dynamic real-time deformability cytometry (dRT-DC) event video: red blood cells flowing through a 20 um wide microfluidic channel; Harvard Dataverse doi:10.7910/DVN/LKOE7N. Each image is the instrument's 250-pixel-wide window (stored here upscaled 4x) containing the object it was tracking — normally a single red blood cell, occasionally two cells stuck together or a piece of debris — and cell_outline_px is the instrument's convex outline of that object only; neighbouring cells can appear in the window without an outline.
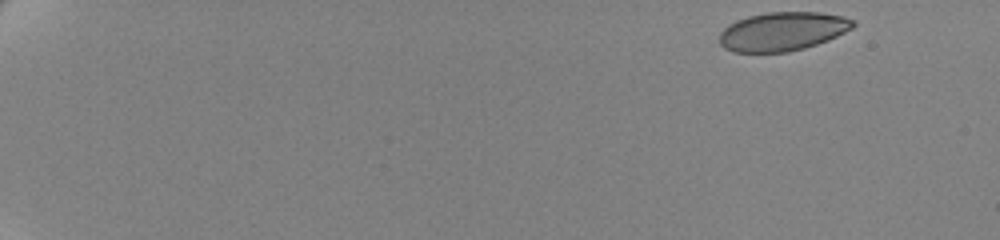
{"species": "human", "species_latin": "Homo sapiens", "temperature_condition": "cold", "stored_images_in_passage": 56, "camera_frame_rate_fps": 3000, "um_per_image_px": 0.085, "donor": {"sex": "female"}, "frame": {"image": 1, "passage_image": 1, "time_ms": 0.0, "image_size_px": [1000, 240], "cell_outline_px": [[856, 24], [852, 28], [828, 40], [804, 48], [788, 52], [732, 52], [724, 48], [720, 44], [720, 32], [728, 24], [736, 20], [748, 16], [768, 12], [820, 12], [844, 16], [856, 20]], "centroid_in_image_um": [66.52, 2.66], "position_along_channel_um": 18.5, "area_um2": 30.35}}
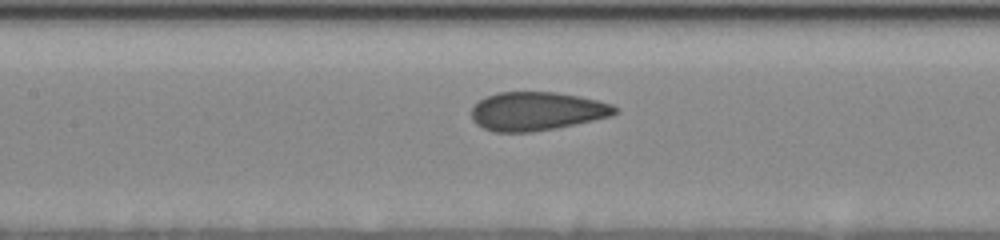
{"frame": {"image": 2, "passage_image": 28, "time_ms": 9.0, "image_size_px": [1000, 240], "cell_outline_px": [[620, 112], [612, 116], [556, 128], [532, 132], [492, 132], [476, 124], [472, 120], [472, 108], [484, 96], [496, 92], [556, 92], [580, 96], [612, 104], [620, 108]], "centroid_in_image_um": [45.65, 9.45], "position_along_channel_um": 161.8, "area_um2": 32.54}}
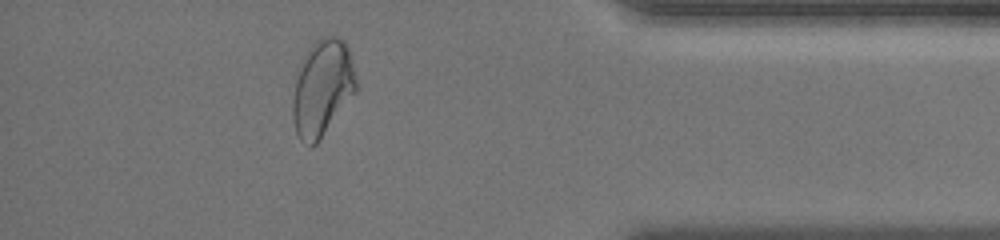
{"frame": {"image": 3, "passage_image": 51, "time_ms": 16.667, "image_size_px": [1000, 240], "cell_outline_px": [[356, 88], [320, 140], [316, 144], [312, 144], [300, 140], [296, 132], [292, 120], [292, 76], [304, 52], [316, 40], [324, 36], [336, 36], [344, 40], [348, 48], [356, 80]], "centroid_in_image_um": [27.3, 7.41], "position_along_channel_um": 407.9, "area_um2": 35.78}, "authors_computed_cell_mechanics": {"area_um2": 32.2235, "velocity_mm_per_s": 3.4831, "shape_relaxation_time_tau1_ms": null, "shape_relaxation_time_tau2_ms": 0.6688, "deformation_change_tau1": null, "deformation_change_tau2": 0.0612}}